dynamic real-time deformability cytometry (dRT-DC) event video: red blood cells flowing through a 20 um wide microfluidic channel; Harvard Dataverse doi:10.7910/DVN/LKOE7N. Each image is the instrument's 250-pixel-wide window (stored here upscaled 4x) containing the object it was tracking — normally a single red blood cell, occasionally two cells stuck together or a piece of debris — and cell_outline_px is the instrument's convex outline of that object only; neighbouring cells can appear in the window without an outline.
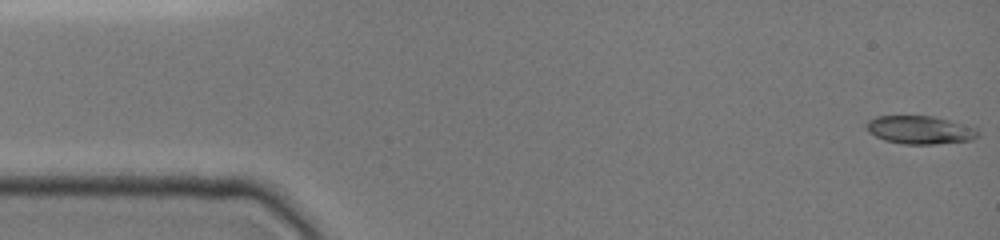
{"species": "common noctule bat (a hibernating species)", "species_latin": "Nyctalus noctula", "temperature_condition": "cold", "stored_images_in_passage": 14, "camera_frame_rate_fps": 3000, "um_per_image_px": 0.085, "animal": {"sex": "female", "body_mass_g": 19.0, "forearm_length_mm": 51.5}, "frame": {"image": 1, "passage_image": 1, "time_ms": 0.0, "image_size_px": [1000, 240], "cell_outline_px": [[980, 136], [972, 140], [936, 144], [904, 144], [884, 140], [868, 132], [864, 124], [868, 120], [876, 116], [932, 116], [948, 120], [976, 128]], "centroid_in_image_um": [78.17, 11.05], "position_along_channel_um": 6.8, "area_um2": 18.32}}
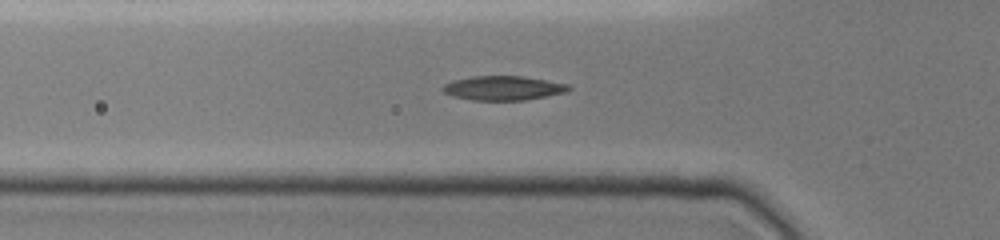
{"frame": {"image": 2, "passage_image": 12, "time_ms": 5.0, "image_size_px": [1000, 240], "cell_outline_px": [[572, 88], [568, 92], [524, 100], [472, 100], [452, 96], [444, 92], [440, 88], [444, 84], [452, 80], [472, 76], [524, 76], [568, 84]], "centroid_in_image_um": [42.76, 7.48], "position_along_channel_um": 83.0, "area_um2": 17.92}}
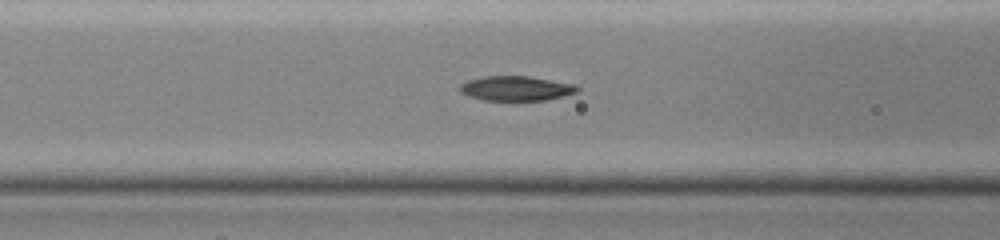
{"frame": {"image": 3, "passage_image": 14, "time_ms": 6.0, "image_size_px": [1000, 240], "cell_outline_px": [[580, 88], [576, 92], [564, 96], [544, 100], [484, 100], [468, 96], [460, 92], [460, 84], [468, 80], [484, 76], [528, 76], [576, 84]], "centroid_in_image_um": [43.87, 7.51], "position_along_channel_um": 122.7, "area_um2": 16.88}}